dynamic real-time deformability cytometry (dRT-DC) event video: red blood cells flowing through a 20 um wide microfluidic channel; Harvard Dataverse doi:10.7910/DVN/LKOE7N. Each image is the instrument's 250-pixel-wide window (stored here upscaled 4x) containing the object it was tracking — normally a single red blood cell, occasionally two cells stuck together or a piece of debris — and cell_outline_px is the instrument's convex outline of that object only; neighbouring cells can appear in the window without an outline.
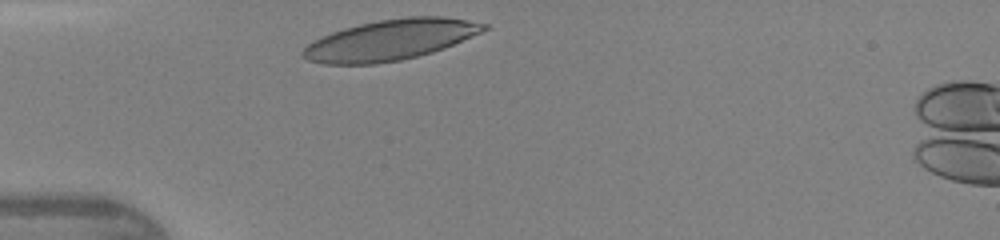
{"species": "human", "species_latin": "Homo sapiens", "temperature_condition": "warm", "stored_images_in_passage": 26, "camera_frame_rate_fps": 3000, "um_per_image_px": 0.085, "donor": {"sex": "female"}, "frame": {"image": 1, "passage_image": 1, "time_ms": 0.0, "image_size_px": [1000, 240], "cell_outline_px": [[488, 28], [480, 32], [444, 48], [432, 52], [400, 60], [376, 64], [324, 64], [308, 60], [300, 56], [300, 52], [308, 44], [332, 32], [344, 28], [360, 24], [380, 20], [408, 16], [444, 16], [488, 24]], "centroid_in_image_um": [33.15, 3.39], "position_along_channel_um": 51.8, "area_um2": 42.43}, "authors_computed_cell_mechanics": {"area_um2": 41.6738, "velocity_mm_per_s": 4.2935, "shape_relaxation_time_tau1_ms": 3.5452, "shape_relaxation_time_tau2_ms": 0.9767, "deformation_change_tau1": 0.1695, "deformation_change_tau2": 0.0928}}